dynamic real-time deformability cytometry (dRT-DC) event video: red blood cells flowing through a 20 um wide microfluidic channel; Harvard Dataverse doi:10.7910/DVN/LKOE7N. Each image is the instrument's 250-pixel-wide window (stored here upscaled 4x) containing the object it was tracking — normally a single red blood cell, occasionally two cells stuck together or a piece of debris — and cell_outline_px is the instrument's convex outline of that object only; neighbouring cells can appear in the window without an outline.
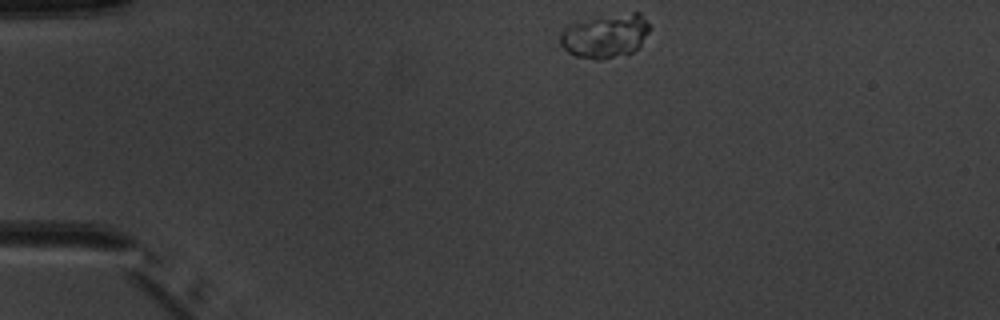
{"species": "common noctule bat (a hibernating species)", "species_latin": "Nyctalus noctula", "temperature_condition": "warm", "stored_images_in_passage": 3, "camera_frame_rate_fps": 3000, "um_per_image_px": 0.085, "animal": {"sex": "male", "body_mass_g": 20.1, "forearm_length_mm": 53.5}, "frame": {"image": 1, "passage_image": 1, "time_ms": 0.0, "image_size_px": [1000, 320], "cell_outline_px": [[648, 32], [640, 44], [628, 56], [596, 60], [576, 56], [568, 52], [560, 44], [560, 36], [564, 28], [572, 24], [632, 12], [640, 12], [648, 24]], "centroid_in_image_um": [51.46, 3.11], "position_along_channel_um": 33.5, "area_um2": 22.25}}
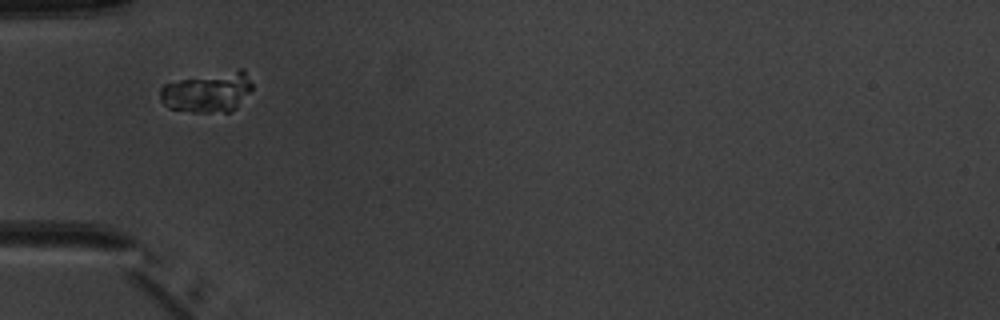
{"frame": {"image": 2, "passage_image": 3, "time_ms": 2.333, "image_size_px": [1000, 320], "cell_outline_px": [[252, 88], [236, 108], [228, 112], [192, 112], [168, 108], [160, 100], [160, 88], [164, 84], [180, 80], [240, 68], [244, 72], [252, 84]], "centroid_in_image_um": [17.63, 7.84], "position_along_channel_um": 67.4, "area_um2": 21.33}}